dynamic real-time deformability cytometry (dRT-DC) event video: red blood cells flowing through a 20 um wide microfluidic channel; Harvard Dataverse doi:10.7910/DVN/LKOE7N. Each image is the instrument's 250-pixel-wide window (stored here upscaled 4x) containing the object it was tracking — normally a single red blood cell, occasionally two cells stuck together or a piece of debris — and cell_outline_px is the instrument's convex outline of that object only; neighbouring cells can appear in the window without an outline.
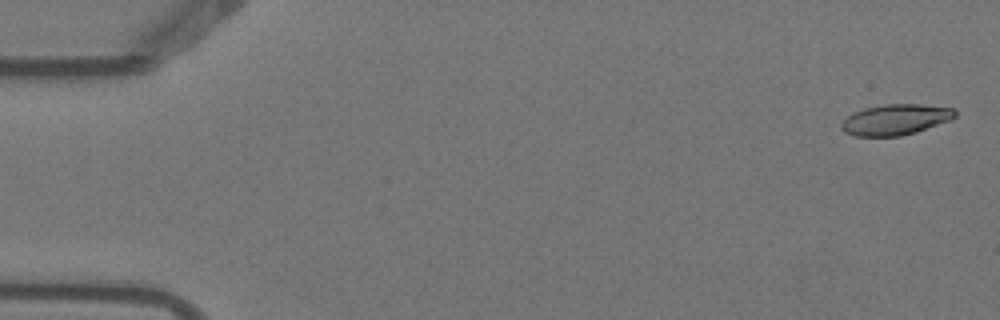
{"species": "Egyptian fruit bat (a non-hibernating species)", "species_latin": "Rousettus aegyptiacus", "temperature_condition": "warm", "stored_images_in_passage": 4, "camera_frame_rate_fps": 3000, "um_per_image_px": 0.085, "animal": {"sex": "female"}, "frame": {"image": 1, "passage_image": 1, "time_ms": 0.0, "image_size_px": [1000, 320], "cell_outline_px": [[956, 116], [952, 120], [916, 132], [900, 136], [856, 136], [844, 132], [840, 128], [840, 124], [848, 116], [864, 108], [884, 104], [920, 104], [956, 108]], "centroid_in_image_um": [76.15, 10.16], "position_along_channel_um": 8.8, "area_um2": 20.46}}